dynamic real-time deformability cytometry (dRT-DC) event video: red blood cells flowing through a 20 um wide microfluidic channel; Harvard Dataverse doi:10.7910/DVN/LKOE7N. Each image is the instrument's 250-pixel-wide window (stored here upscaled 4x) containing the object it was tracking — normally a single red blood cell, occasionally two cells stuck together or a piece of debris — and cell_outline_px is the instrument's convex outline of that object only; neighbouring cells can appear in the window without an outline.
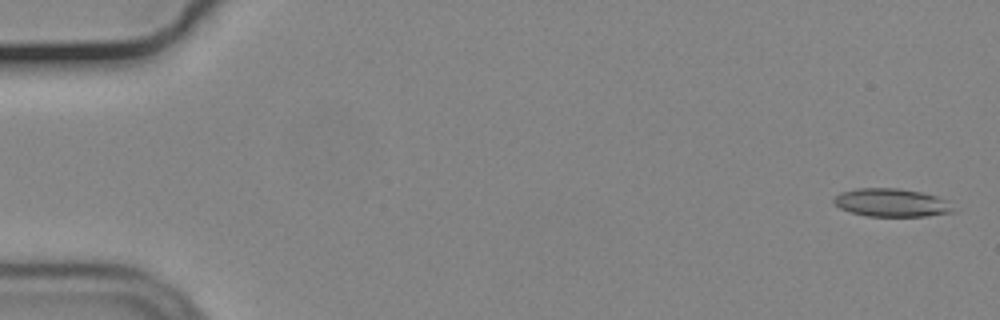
{"species": "common noctule bat (a hibernating species)", "species_latin": "Nyctalus noctula", "temperature_condition": "cold", "stored_images_in_passage": 56, "camera_frame_rate_fps": 3000, "um_per_image_px": 0.085, "animal": {"sex": "male", "body_mass_g": 19.2, "forearm_length_mm": 51.8}, "frame": {"image": 1, "passage_image": 2, "time_ms": 0.333, "image_size_px": [1000, 320], "cell_outline_px": [[952, 212], [928, 216], [868, 216], [852, 212], [840, 208], [832, 200], [840, 192], [856, 188], [896, 188], [924, 192], [936, 196], [944, 200]], "centroid_in_image_um": [75.71, 17.21], "position_along_channel_um": 9.3, "area_um2": 19.25}}
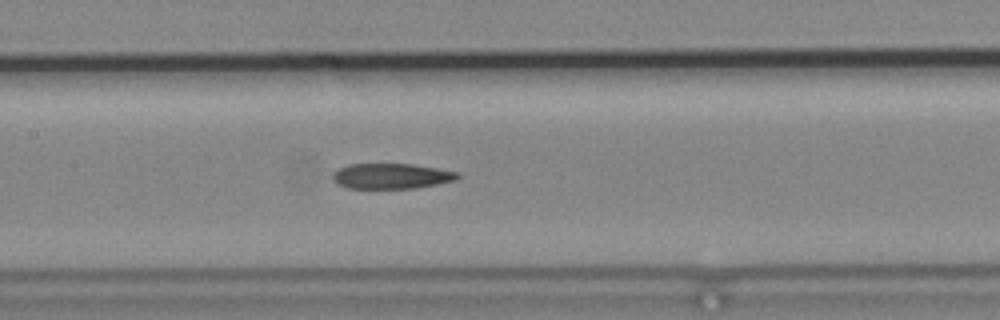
{"frame": {"image": 2, "passage_image": 27, "time_ms": 8.667, "image_size_px": [1000, 320], "cell_outline_px": [[460, 176], [456, 180], [416, 188], [348, 188], [340, 184], [332, 176], [340, 168], [348, 164], [412, 164], [436, 168], [456, 172]], "centroid_in_image_um": [33.3, 14.96], "position_along_channel_um": 174.1, "area_um2": 18.09}}
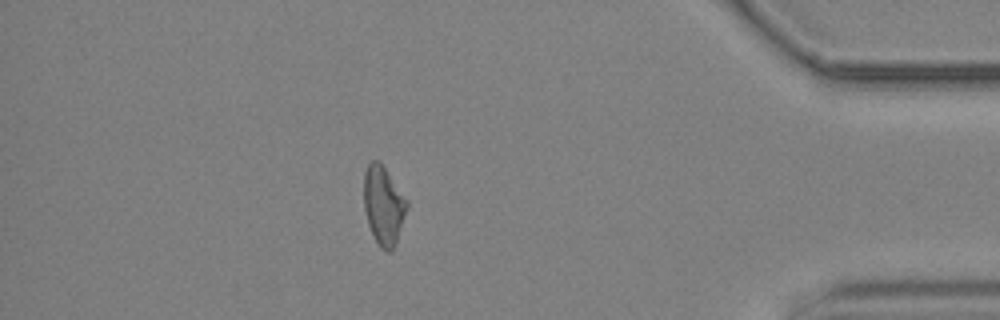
{"frame": {"image": 3, "passage_image": 49, "time_ms": 16.0, "image_size_px": [1000, 320], "cell_outline_px": [[408, 208], [396, 244], [392, 252], [388, 252], [380, 248], [368, 224], [364, 208], [364, 172], [368, 164], [372, 160], [376, 160], [384, 168], [408, 200]], "centroid_in_image_um": [32.61, 17.5], "position_along_channel_um": 402.6, "area_um2": 19.65}, "authors_computed_cell_mechanics": {"area_um2": 19.7098, "velocity_mm_per_s": 3.7035, "shape_relaxation_time_tau1_ms": null, "shape_relaxation_time_tau2_ms": 7.1919, "deformation_change_tau1": null, "deformation_change_tau2": 0.1765}}